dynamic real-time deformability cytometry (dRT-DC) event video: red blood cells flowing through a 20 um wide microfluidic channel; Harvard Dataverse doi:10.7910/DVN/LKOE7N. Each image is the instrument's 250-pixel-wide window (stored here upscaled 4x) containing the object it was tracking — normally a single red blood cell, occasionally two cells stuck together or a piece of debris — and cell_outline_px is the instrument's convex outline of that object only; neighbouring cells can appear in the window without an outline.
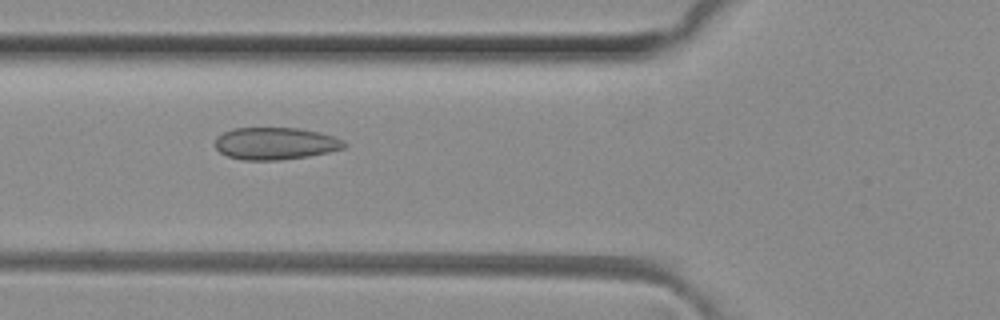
{"species": "common noctule bat (a hibernating species)", "species_latin": "Nyctalus noctula", "temperature_condition": "room temperature", "stored_images_in_passage": 45, "camera_frame_rate_fps": 3000, "um_per_image_px": 0.085, "animal": {"sex": "female", "body_mass_g": 29.2, "forearm_length_mm": 56.3}, "frame": {"image": 1, "passage_image": 13, "time_ms": 4.0, "image_size_px": [1000, 320], "cell_outline_px": [[348, 144], [344, 148], [328, 152], [308, 156], [280, 160], [244, 160], [228, 156], [220, 152], [216, 148], [216, 136], [232, 128], [300, 128], [320, 132], [344, 140]], "centroid_in_image_um": [23.42, 12.19], "position_along_channel_um": 102.4, "area_um2": 24.28}}
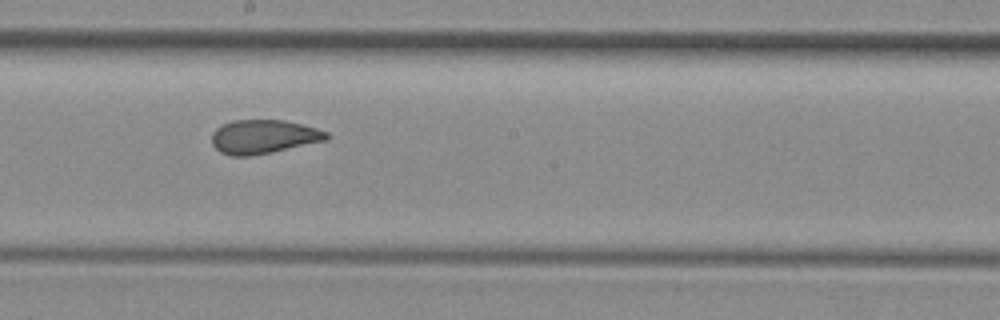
{"frame": {"image": 2, "passage_image": 22, "time_ms": 7.0, "image_size_px": [1000, 320], "cell_outline_px": [[332, 136], [328, 140], [248, 156], [232, 156], [220, 152], [212, 144], [212, 132], [216, 128], [232, 120], [284, 120], [316, 128], [328, 132]], "centroid_in_image_um": [22.41, 11.61], "position_along_channel_um": 225.8, "area_um2": 22.48}}
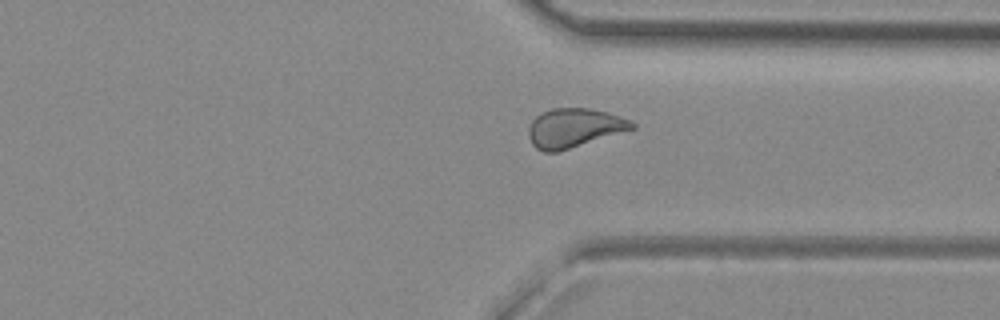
{"frame": {"image": 3, "passage_image": 32, "time_ms": 10.333, "image_size_px": [1000, 320], "cell_outline_px": [[636, 128], [556, 152], [544, 152], [536, 148], [532, 144], [528, 136], [528, 128], [532, 120], [540, 112], [552, 108], [588, 108], [608, 112], [620, 116], [636, 124]], "centroid_in_image_um": [48.77, 10.86], "position_along_channel_um": 362.6, "area_um2": 23.47}, "authors_computed_cell_mechanics": {"area_um2": 23.4668, "velocity_mm_per_s": 4.1104, "shape_relaxation_time_tau1_ms": null, "shape_relaxation_time_tau2_ms": 0.9567, "deformation_change_tau1": null, "deformation_change_tau2": 0.0624}}